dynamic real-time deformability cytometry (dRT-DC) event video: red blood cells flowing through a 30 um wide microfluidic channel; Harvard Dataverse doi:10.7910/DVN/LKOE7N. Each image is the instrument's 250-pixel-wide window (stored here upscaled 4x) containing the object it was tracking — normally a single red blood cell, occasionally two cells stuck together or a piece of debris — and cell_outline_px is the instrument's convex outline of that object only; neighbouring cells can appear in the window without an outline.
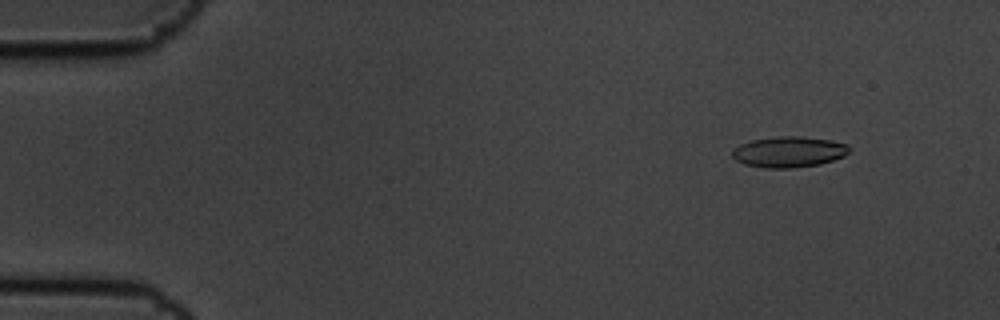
{"species": "common noctule bat (a hibernating species)", "species_latin": "Nyctalus noctula", "temperature_condition": "cold", "stored_images_in_passage": 10, "camera_frame_rate_fps": 3000, "um_per_image_px": 0.085, "animal": {"sex": "male", "body_mass_g": 19.5, "forearm_length_mm": 54.6}, "frame": {"image": 1, "passage_image": 1, "time_ms": 0.0, "image_size_px": [1000, 320], "cell_outline_px": [[848, 152], [844, 156], [820, 164], [792, 168], [764, 168], [744, 164], [736, 160], [732, 156], [732, 152], [740, 144], [752, 140], [776, 136], [800, 136], [828, 140], [848, 144]], "centroid_in_image_um": [67.03, 12.91], "position_along_channel_um": 18.0, "area_um2": 20.87}}
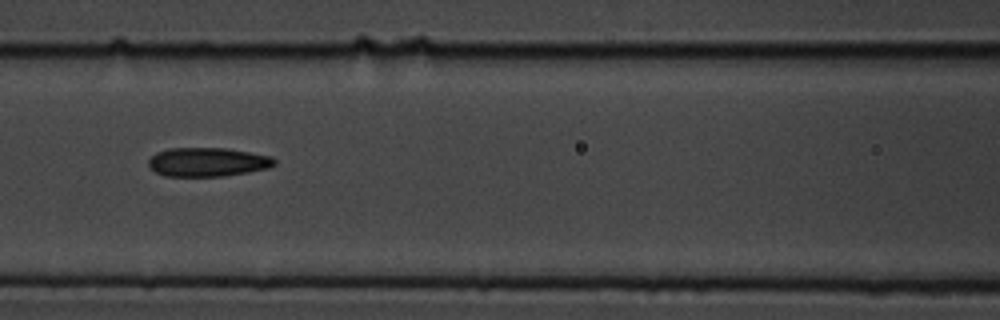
{"frame": {"image": 2, "passage_image": 7, "time_ms": 2.0, "image_size_px": [1000, 320], "cell_outline_px": [[276, 164], [268, 168], [248, 172], [224, 176], [164, 176], [156, 172], [148, 164], [148, 160], [156, 152], [168, 148], [228, 148], [272, 156], [276, 160]], "centroid_in_image_um": [17.66, 13.76], "position_along_channel_um": 148.9, "area_um2": 21.33}}
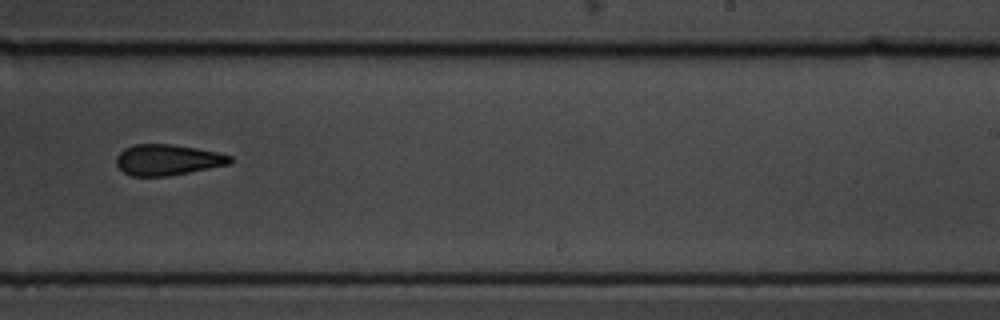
{"frame": {"image": 3, "passage_image": 10, "time_ms": 3.0, "image_size_px": [1000, 320], "cell_outline_px": [[232, 160], [228, 164], [168, 176], [132, 176], [124, 172], [116, 164], [116, 156], [124, 148], [136, 144], [172, 144], [196, 148], [216, 152], [232, 156]], "centroid_in_image_um": [14.21, 13.58], "position_along_channel_um": 274.8, "area_um2": 20.23}}